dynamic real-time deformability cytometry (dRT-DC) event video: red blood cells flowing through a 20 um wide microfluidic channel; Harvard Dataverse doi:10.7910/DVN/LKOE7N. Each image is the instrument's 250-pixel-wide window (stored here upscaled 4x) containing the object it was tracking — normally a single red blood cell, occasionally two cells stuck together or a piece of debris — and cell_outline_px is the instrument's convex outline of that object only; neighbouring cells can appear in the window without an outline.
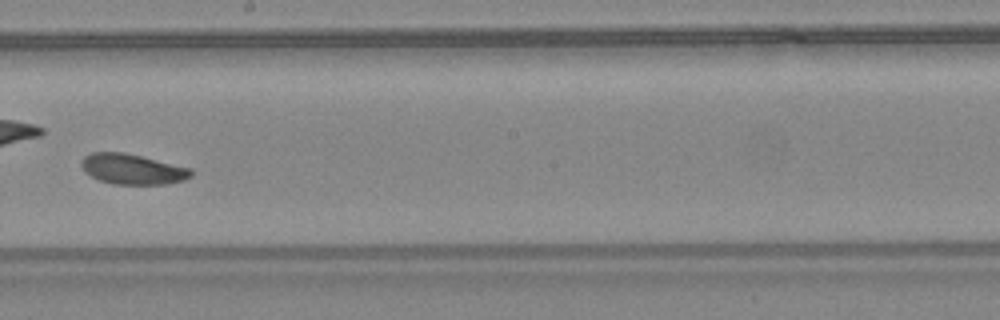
{"species": "common noctule bat (a hibernating species)", "species_latin": "Nyctalus noctula", "temperature_condition": "warm", "stored_images_in_passage": 48, "camera_frame_rate_fps": 3000, "um_per_image_px": 0.085, "animal": {"sex": "female", "body_mass_g": 24.6, "forearm_length_mm": 56.2}, "frame": {"image": 1, "passage_image": 28, "time_ms": 9.0, "image_size_px": [1000, 320], "cell_outline_px": [[192, 176], [184, 180], [168, 184], [112, 184], [100, 180], [84, 172], [80, 164], [80, 160], [84, 156], [92, 152], [124, 152], [192, 168]], "centroid_in_image_um": [11.25, 14.37], "position_along_channel_um": 237.0, "area_um2": 19.54}, "authors_computed_cell_mechanics": {"area_um2": 19.5942, "velocity_mm_per_s": 4.3743, "shape_relaxation_time_tau1_ms": 3.8938, "shape_relaxation_time_tau2_ms": null, "deformation_change_tau1": 0.0919, "deformation_change_tau2": null}}